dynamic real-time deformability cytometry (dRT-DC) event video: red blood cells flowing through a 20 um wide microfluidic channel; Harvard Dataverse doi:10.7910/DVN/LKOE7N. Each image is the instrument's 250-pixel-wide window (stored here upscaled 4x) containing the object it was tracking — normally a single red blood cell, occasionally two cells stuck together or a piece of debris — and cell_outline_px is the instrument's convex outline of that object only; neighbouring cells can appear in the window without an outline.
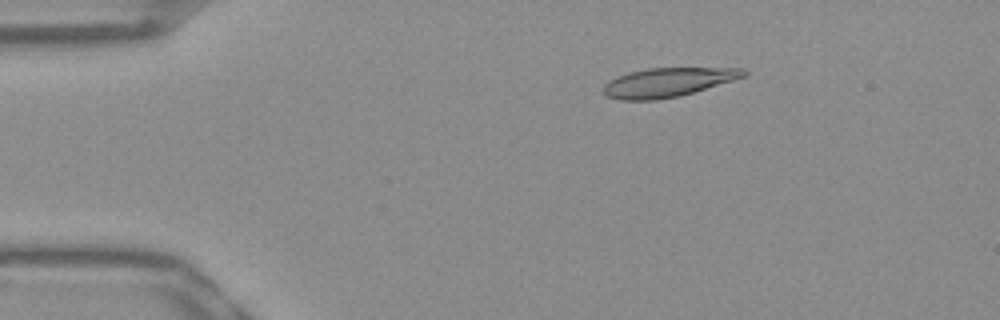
{"species": "Egyptian fruit bat (a non-hibernating species)", "species_latin": "Rousettus aegyptiacus", "temperature_condition": "warm", "stored_images_in_passage": 52, "camera_frame_rate_fps": 3000, "um_per_image_px": 0.085, "frame": {"image": 1, "passage_image": 9, "time_ms": 2.667, "image_size_px": [1000, 320], "cell_outline_px": [[748, 72], [744, 76], [732, 80], [680, 96], [656, 100], [620, 100], [608, 96], [600, 88], [608, 80], [616, 76], [648, 68], [744, 68]], "centroid_in_image_um": [56.71, 7.0], "position_along_channel_um": 28.3, "area_um2": 23.58}}
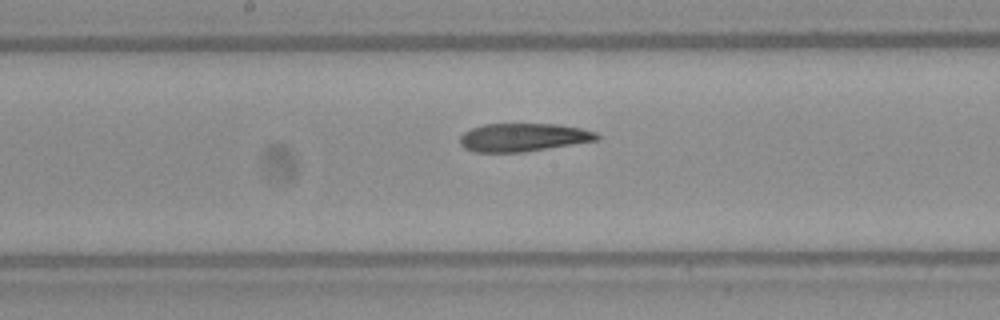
{"frame": {"image": 2, "passage_image": 27, "time_ms": 8.667, "image_size_px": [1000, 320], "cell_outline_px": [[600, 140], [524, 152], [476, 152], [464, 148], [460, 144], [460, 136], [464, 132], [472, 128], [484, 124], [556, 124], [580, 128], [596, 132], [600, 136]], "centroid_in_image_um": [44.49, 11.68], "position_along_channel_um": 203.7, "area_um2": 22.54}}
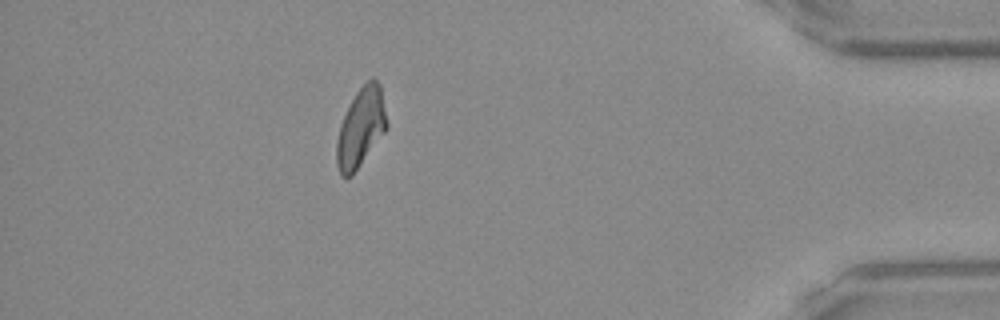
{"frame": {"image": 3, "passage_image": 46, "time_ms": 15.0, "image_size_px": [1000, 320], "cell_outline_px": [[388, 128], [352, 176], [340, 176], [336, 164], [336, 140], [340, 124], [356, 92], [372, 76], [380, 84], [388, 124]], "centroid_in_image_um": [30.67, 10.87], "position_along_channel_um": 404.5, "area_um2": 23.06}, "authors_computed_cell_mechanics": {"area_um2": 23.4957, "velocity_mm_per_s": 3.9061, "shape_relaxation_time_tau1_ms": null, "shape_relaxation_time_tau2_ms": 4.7604, "deformation_change_tau1": null, "deformation_change_tau2": 0.1456}}